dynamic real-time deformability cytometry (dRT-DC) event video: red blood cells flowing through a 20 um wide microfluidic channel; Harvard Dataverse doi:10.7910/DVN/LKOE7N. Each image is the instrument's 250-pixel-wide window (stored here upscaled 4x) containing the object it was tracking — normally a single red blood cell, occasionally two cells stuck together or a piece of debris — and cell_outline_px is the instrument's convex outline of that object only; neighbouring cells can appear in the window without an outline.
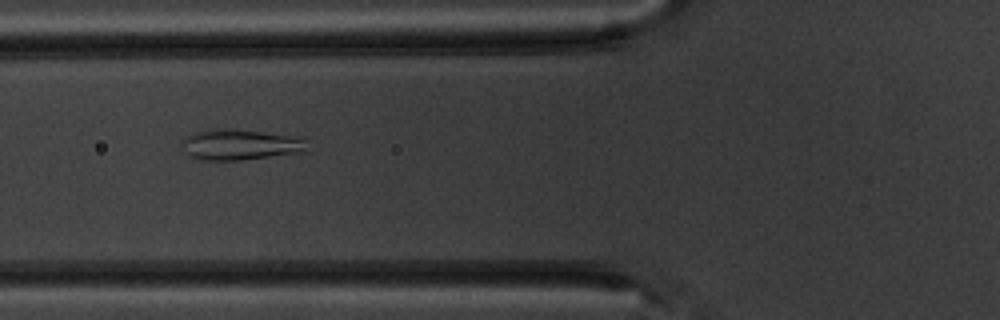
{"species": "common noctule bat (a hibernating species)", "species_latin": "Nyctalus noctula", "temperature_condition": "warm", "stored_images_in_passage": 15, "camera_frame_rate_fps": 3000, "um_per_image_px": 0.085, "animal": {"sex": "male", "body_mass_g": 20.1, "forearm_length_mm": 53.5}, "frame": {"image": 1, "passage_image": 5, "time_ms": 5.0, "image_size_px": [1000, 320], "cell_outline_px": [[308, 152], [240, 160], [192, 160], [180, 148], [180, 144], [184, 136], [192, 132], [216, 128], [224, 128], [304, 136]], "centroid_in_image_um": [20.38, 12.29], "position_along_channel_um": 105.4, "area_um2": 23.29}}
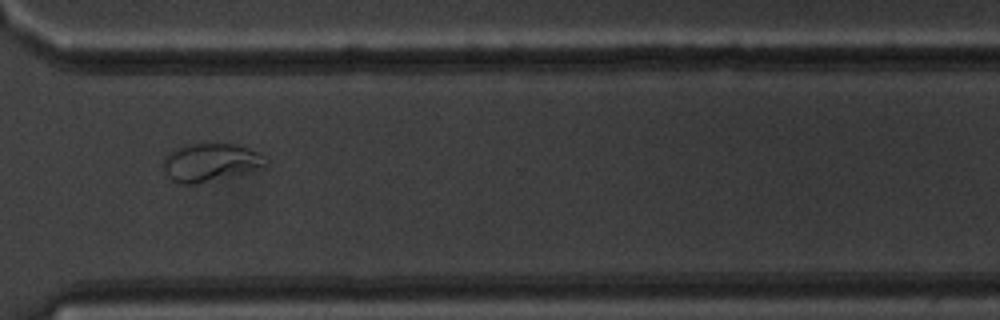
{"frame": {"image": 2, "passage_image": 11, "time_ms": 11.667, "image_size_px": [1000, 320], "cell_outline_px": [[268, 164], [240, 172], [192, 184], [184, 184], [172, 180], [168, 176], [164, 168], [164, 156], [176, 148], [184, 144], [236, 144], [260, 152]], "centroid_in_image_um": [17.82, 13.75], "position_along_channel_um": 352.8, "area_um2": 21.73}}
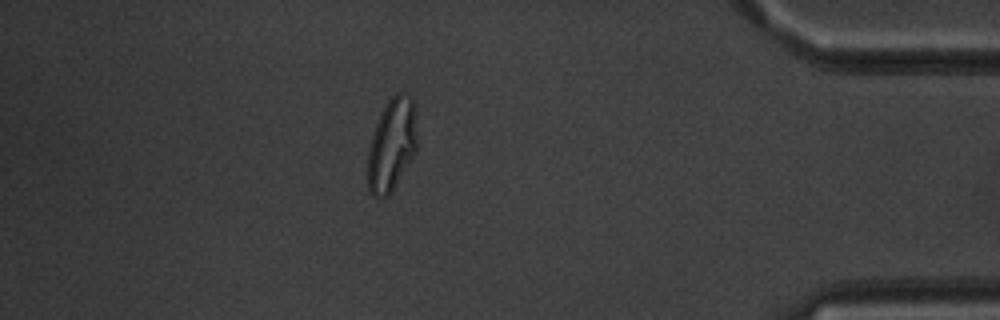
{"frame": {"image": 3, "passage_image": 13, "time_ms": 14.0, "image_size_px": [1000, 320], "cell_outline_px": [[420, 148], [392, 192], [388, 196], [372, 196], [368, 192], [368, 152], [372, 136], [376, 124], [388, 100], [396, 92], [404, 92], [412, 96], [416, 104]], "centroid_in_image_um": [33.4, 12.27], "position_along_channel_um": 401.8, "area_um2": 27.8}, "authors_computed_cell_mechanics": {"area_um2": 26.877, "velocity_mm_per_s": 3.7086, "shape_relaxation_time_tau1_ms": 3.1964, "shape_relaxation_time_tau2_ms": null, "deformation_change_tau1": 0.1229, "deformation_change_tau2": null}}